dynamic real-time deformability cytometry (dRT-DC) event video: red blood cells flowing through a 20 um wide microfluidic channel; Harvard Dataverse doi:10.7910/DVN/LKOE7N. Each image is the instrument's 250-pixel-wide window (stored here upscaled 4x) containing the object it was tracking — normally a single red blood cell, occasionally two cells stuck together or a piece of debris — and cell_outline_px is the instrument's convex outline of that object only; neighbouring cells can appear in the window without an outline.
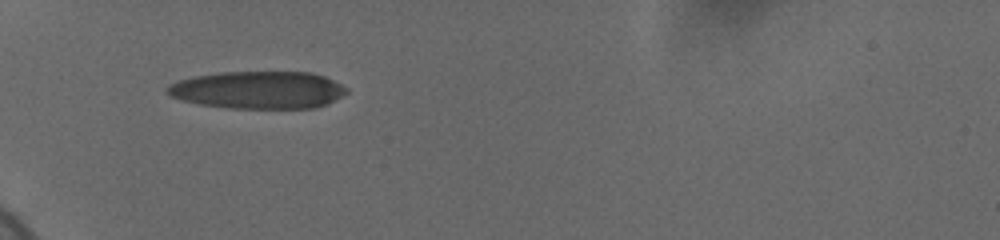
{"species": "human", "species_latin": "Homo sapiens", "temperature_condition": "cold", "stored_images_in_passage": 48, "camera_frame_rate_fps": 3000, "um_per_image_px": 0.085, "donor": {"sex": "female"}, "frame": {"image": 1, "passage_image": 1, "time_ms": 0.0, "image_size_px": [1000, 240], "cell_outline_px": [[348, 92], [328, 104], [316, 108], [228, 108], [200, 104], [184, 100], [172, 96], [164, 88], [180, 80], [196, 76], [220, 72], [312, 72], [324, 76], [348, 88]], "centroid_in_image_um": [22.0, 7.65], "position_along_channel_um": 63.0, "area_um2": 39.02}}
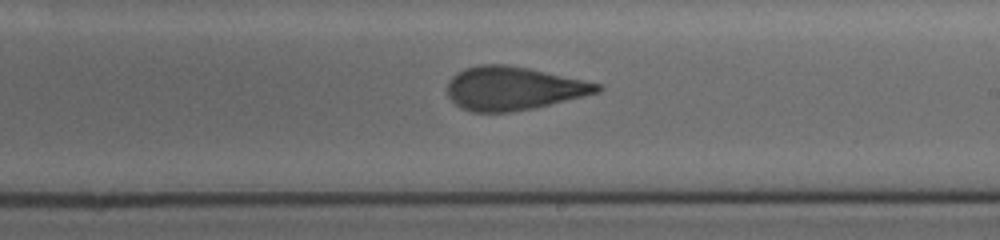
{"frame": {"image": 2, "passage_image": 17, "time_ms": 5.333, "image_size_px": [1000, 240], "cell_outline_px": [[604, 88], [600, 92], [532, 108], [508, 112], [472, 112], [460, 108], [448, 96], [448, 84], [452, 76], [456, 72], [464, 68], [480, 64], [508, 64], [528, 68], [604, 84]], "centroid_in_image_um": [43.64, 7.5], "position_along_channel_um": 245.4, "area_um2": 37.97}}
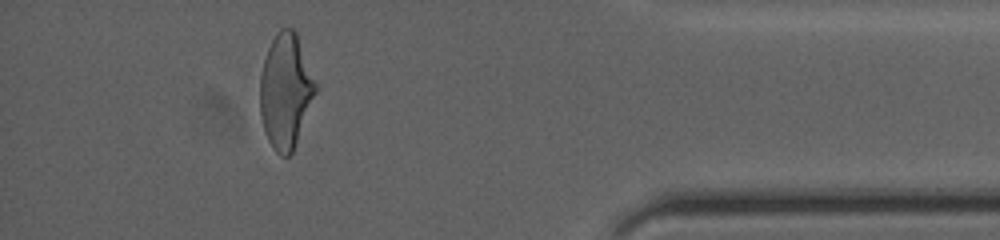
{"frame": {"image": 3, "passage_image": 40, "time_ms": 10.667, "image_size_px": [1000, 240], "cell_outline_px": [[316, 92], [292, 152], [288, 156], [280, 156], [276, 152], [268, 140], [264, 132], [260, 116], [260, 76], [264, 60], [268, 48], [276, 32], [280, 28], [292, 28], [296, 32], [316, 84]], "centroid_in_image_um": [24.25, 7.74], "position_along_channel_um": 411.0, "area_um2": 36.65}, "authors_computed_cell_mechanics": {"area_um2": 38.1191, "velocity_mm_per_s": 3.6757, "shape_relaxation_time_tau1_ms": 5.6801, "shape_relaxation_time_tau2_ms": 1.2864, "deformation_change_tau1": 0.1863, "deformation_change_tau2": 0.0857}}